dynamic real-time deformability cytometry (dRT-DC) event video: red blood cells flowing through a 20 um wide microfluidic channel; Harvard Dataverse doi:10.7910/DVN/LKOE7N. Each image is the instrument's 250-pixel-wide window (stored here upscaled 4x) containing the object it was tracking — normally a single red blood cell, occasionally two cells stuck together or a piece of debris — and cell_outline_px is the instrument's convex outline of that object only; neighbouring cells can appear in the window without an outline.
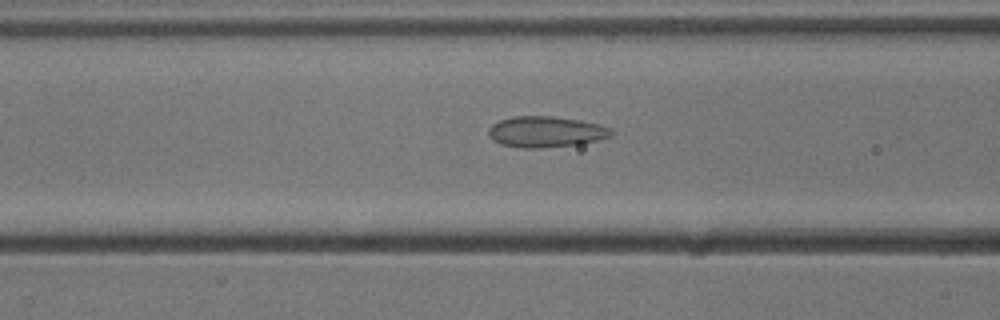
{"species": "common noctule bat (a hibernating species)", "species_latin": "Nyctalus noctula", "temperature_condition": "cold", "stored_images_in_passage": 23, "camera_frame_rate_fps": 3000, "um_per_image_px": 0.085, "animal": {"sex": "male", "body_mass_g": 13.3}, "frame": {"image": 1, "passage_image": 11, "time_ms": 3.333, "image_size_px": [1000, 320], "cell_outline_px": [[612, 136], [580, 144], [540, 148], [524, 148], [500, 144], [492, 140], [488, 136], [488, 128], [492, 124], [500, 120], [512, 116], [552, 116], [580, 120], [600, 124], [612, 128]], "centroid_in_image_um": [46.38, 11.2], "position_along_channel_um": 120.2, "area_um2": 22.31}}
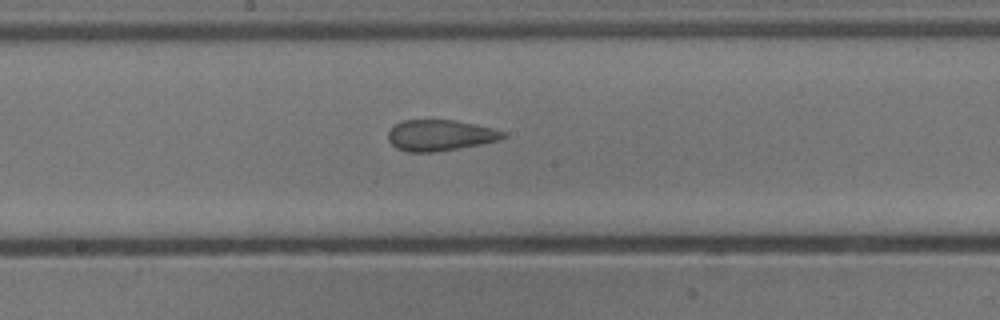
{"frame": {"image": 2, "passage_image": 18, "time_ms": 5.667, "image_size_px": [1000, 320], "cell_outline_px": [[504, 136], [500, 140], [480, 144], [436, 152], [408, 152], [396, 148], [388, 140], [388, 132], [396, 124], [404, 120], [456, 120], [476, 124], [492, 128], [504, 132]], "centroid_in_image_um": [37.39, 11.5], "position_along_channel_um": 210.8, "area_um2": 20.63}}
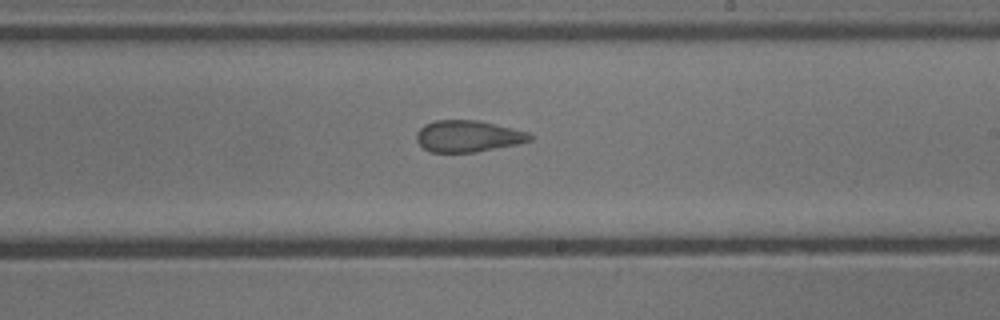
{"frame": {"image": 3, "passage_image": 21, "time_ms": 6.667, "image_size_px": [1000, 320], "cell_outline_px": [[536, 136], [532, 140], [516, 144], [476, 152], [432, 152], [424, 148], [416, 140], [416, 132], [424, 124], [436, 120], [476, 120], [512, 128], [528, 132]], "centroid_in_image_um": [39.78, 11.57], "position_along_channel_um": 249.2, "area_um2": 20.81}}